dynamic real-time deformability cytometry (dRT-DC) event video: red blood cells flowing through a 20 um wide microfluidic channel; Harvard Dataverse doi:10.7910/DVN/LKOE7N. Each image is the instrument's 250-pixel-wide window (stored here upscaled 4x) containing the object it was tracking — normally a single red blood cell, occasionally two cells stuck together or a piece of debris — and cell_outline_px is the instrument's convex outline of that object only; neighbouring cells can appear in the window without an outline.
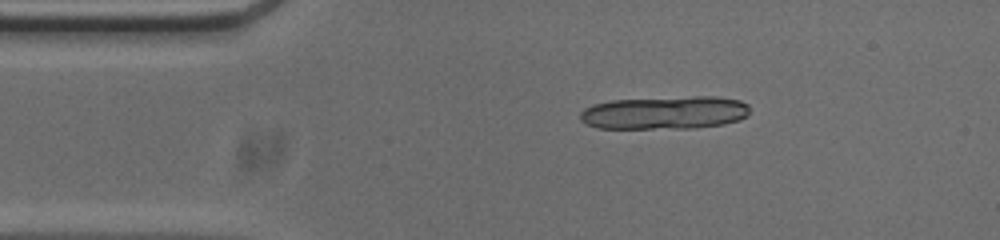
{"species": "common noctule bat (a hibernating species)", "species_latin": "Nyctalus noctula", "temperature_condition": "cold", "stored_images_in_passage": 8, "camera_frame_rate_fps": 3000, "um_per_image_px": 0.085, "animal": {"sex": "male", "body_mass_g": 20.0, "forearm_length_mm": 53.3}, "frame": {"image": 1, "passage_image": 1, "time_ms": 0.0, "image_size_px": [1000, 240], "cell_outline_px": [[748, 116], [740, 120], [724, 124], [696, 128], [596, 128], [580, 120], [580, 112], [584, 108], [592, 104], [612, 100], [696, 96], [716, 96], [740, 100], [748, 104]], "centroid_in_image_um": [56.52, 9.57], "position_along_channel_um": 28.5, "area_um2": 32.95}}